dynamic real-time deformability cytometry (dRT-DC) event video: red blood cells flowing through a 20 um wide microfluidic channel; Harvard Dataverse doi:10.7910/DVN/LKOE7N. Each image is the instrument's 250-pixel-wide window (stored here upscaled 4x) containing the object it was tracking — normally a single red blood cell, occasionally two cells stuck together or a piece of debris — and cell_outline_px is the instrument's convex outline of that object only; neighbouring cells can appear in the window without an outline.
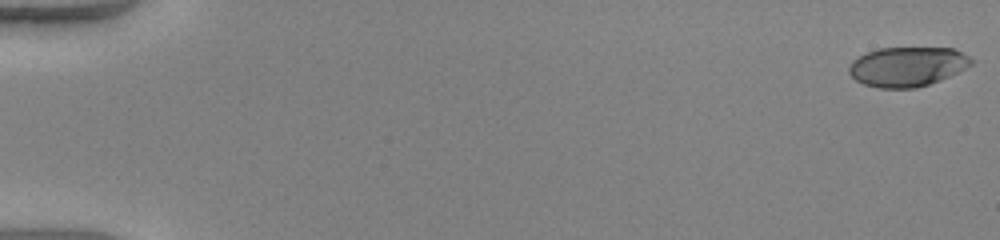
{"species": "human", "species_latin": "Homo sapiens", "temperature_condition": "warm", "stored_images_in_passage": 51, "camera_frame_rate_fps": 3000, "um_per_image_px": 0.085, "donor": {"sex": "female"}, "frame": {"image": 1, "passage_image": 1, "time_ms": 0.0, "image_size_px": [1000, 240], "cell_outline_px": [[976, 60], [972, 64], [940, 80], [916, 88], [880, 88], [864, 84], [856, 80], [848, 72], [848, 68], [852, 60], [868, 52], [880, 48], [952, 48]], "centroid_in_image_um": [77.11, 5.66], "position_along_channel_um": 7.9, "area_um2": 27.98}}
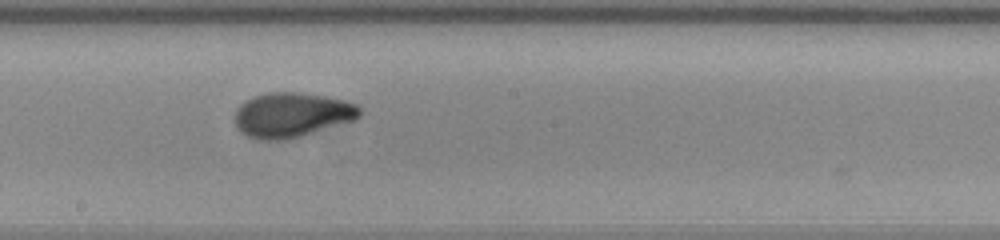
{"frame": {"image": 2, "passage_image": 30, "time_ms": 9.667, "image_size_px": [1000, 240], "cell_outline_px": [[364, 112], [356, 120], [288, 140], [256, 140], [240, 132], [236, 124], [236, 108], [244, 100], [268, 92], [300, 92], [324, 96], [344, 100], [360, 104]], "centroid_in_image_um": [24.86, 9.77], "position_along_channel_um": 223.3, "area_um2": 33.06}}
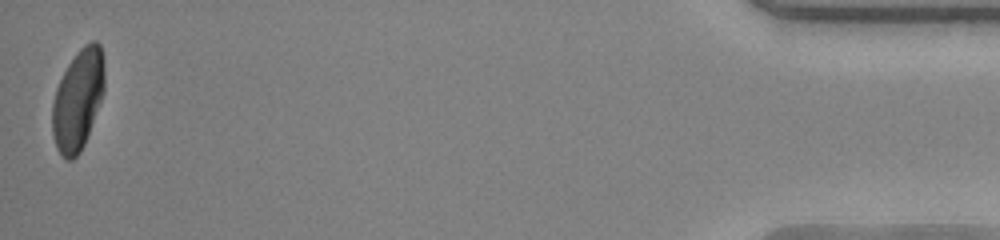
{"frame": {"image": 3, "passage_image": 51, "time_ms": 16.667, "image_size_px": [1000, 240], "cell_outline_px": [[104, 92], [84, 144], [80, 152], [72, 160], [68, 160], [56, 148], [52, 132], [52, 104], [56, 88], [68, 64], [76, 52], [84, 44], [92, 40], [96, 40], [100, 44], [104, 60]], "centroid_in_image_um": [6.63, 8.44], "position_along_channel_um": 428.6, "area_um2": 30.58}, "authors_computed_cell_mechanics": {"area_um2": 30.5762, "velocity_mm_per_s": 4.1336, "shape_relaxation_time_tau1_ms": 4.5946, "shape_relaxation_time_tau2_ms": null, "deformation_change_tau1": 0.2115, "deformation_change_tau2": null}}